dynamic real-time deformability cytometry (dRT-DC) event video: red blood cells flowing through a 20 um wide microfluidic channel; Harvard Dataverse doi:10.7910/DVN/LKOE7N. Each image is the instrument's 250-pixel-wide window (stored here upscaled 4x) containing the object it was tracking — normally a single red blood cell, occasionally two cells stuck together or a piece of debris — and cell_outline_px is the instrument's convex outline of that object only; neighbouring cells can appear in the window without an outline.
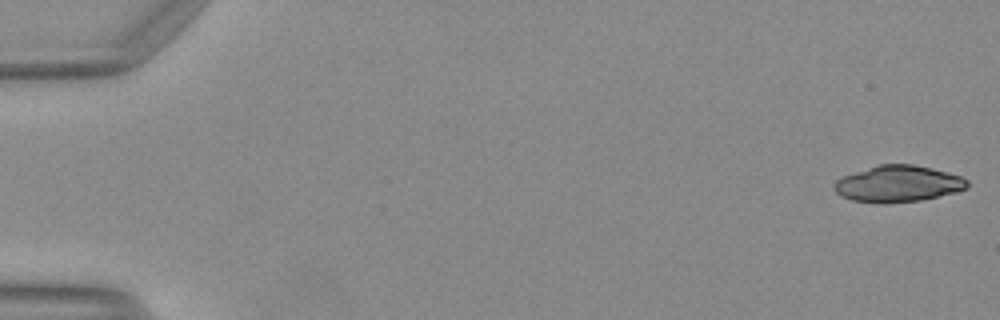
{"species": "Egyptian fruit bat (a non-hibernating species)", "species_latin": "Rousettus aegyptiacus", "temperature_condition": "warm", "stored_images_in_passage": 49, "camera_frame_rate_fps": 3000, "um_per_image_px": 0.085, "animal": {"sex": "female"}, "frame": {"image": 1, "passage_image": 1, "time_ms": 0.0, "image_size_px": [1000, 320], "cell_outline_px": [[968, 188], [956, 192], [920, 200], [888, 204], [880, 204], [852, 200], [840, 196], [832, 188], [836, 180], [844, 176], [880, 164], [912, 164], [948, 172], [960, 176], [968, 180]], "centroid_in_image_um": [76.33, 15.64], "position_along_channel_um": 8.7, "area_um2": 28.26}}
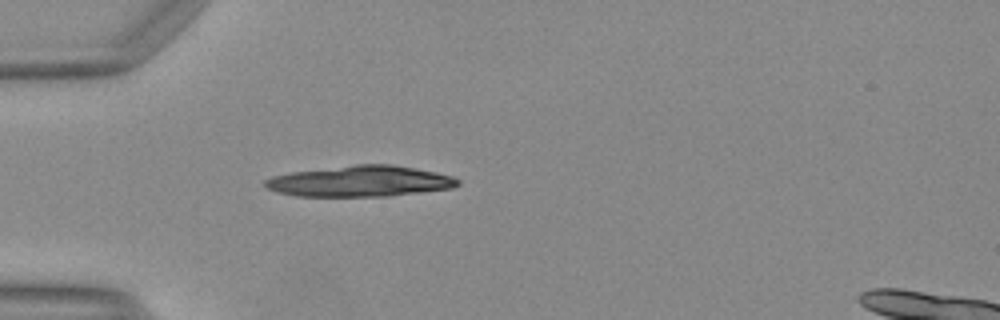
{"frame": {"image": 2, "passage_image": 15, "time_ms": 4.667, "image_size_px": [1000, 320], "cell_outline_px": [[460, 184], [452, 188], [388, 196], [296, 196], [276, 192], [268, 188], [264, 184], [264, 180], [272, 176], [292, 172], [356, 164], [392, 164], [416, 168], [436, 172], [452, 176], [460, 180]], "centroid_in_image_um": [30.62, 15.4], "position_along_channel_um": 54.4, "area_um2": 34.68}}
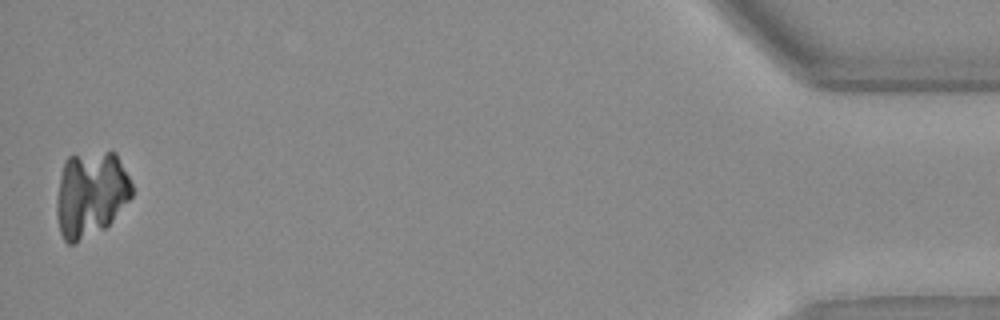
{"frame": {"image": 3, "passage_image": 49, "time_ms": 16.0, "image_size_px": [1000, 320], "cell_outline_px": [[132, 196], [112, 220], [104, 228], [76, 244], [68, 244], [64, 240], [60, 232], [56, 216], [56, 200], [60, 176], [64, 160], [68, 156], [108, 152], [116, 152], [132, 184]], "centroid_in_image_um": [7.69, 16.52], "position_along_channel_um": 427.5, "area_um2": 37.57}}